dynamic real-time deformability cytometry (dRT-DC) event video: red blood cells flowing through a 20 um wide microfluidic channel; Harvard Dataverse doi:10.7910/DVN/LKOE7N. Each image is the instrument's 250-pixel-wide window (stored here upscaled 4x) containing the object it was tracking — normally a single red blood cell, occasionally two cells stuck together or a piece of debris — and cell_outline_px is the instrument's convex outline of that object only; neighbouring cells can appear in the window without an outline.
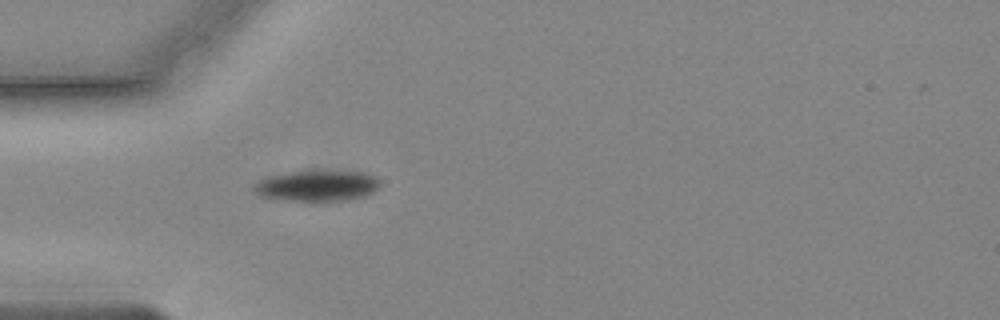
{"species": "common noctule bat (a hibernating species)", "species_latin": "Nyctalus noctula", "temperature_condition": "cold", "stored_images_in_passage": 4, "camera_frame_rate_fps": 3000, "um_per_image_px": 0.085, "animal": {"sex": "male", "body_mass_g": 19.2, "forearm_length_mm": 51.8}, "frame": {"image": 1, "passage_image": 1, "time_ms": 0.0, "image_size_px": [1000, 320], "cell_outline_px": [[380, 188], [364, 196], [348, 200], [292, 200], [260, 196], [252, 188], [252, 184], [264, 176], [312, 168], [316, 168], [364, 172], [380, 180]], "centroid_in_image_um": [26.94, 15.72], "position_along_channel_um": 58.1, "area_um2": 23.47}}
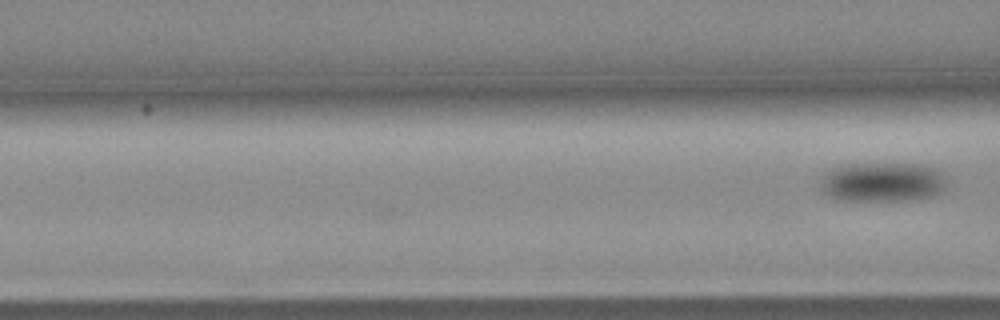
{"frame": {"image": 2, "passage_image": 4, "time_ms": 1.0, "image_size_px": [1000, 320], "cell_outline_px": [[944, 184], [940, 192], [932, 196], [896, 200], [840, 200], [824, 192], [824, 184], [836, 172], [848, 168], [916, 168], [936, 172]], "centroid_in_image_um": [75.06, 15.64], "position_along_channel_um": 91.5, "area_um2": 24.16}}